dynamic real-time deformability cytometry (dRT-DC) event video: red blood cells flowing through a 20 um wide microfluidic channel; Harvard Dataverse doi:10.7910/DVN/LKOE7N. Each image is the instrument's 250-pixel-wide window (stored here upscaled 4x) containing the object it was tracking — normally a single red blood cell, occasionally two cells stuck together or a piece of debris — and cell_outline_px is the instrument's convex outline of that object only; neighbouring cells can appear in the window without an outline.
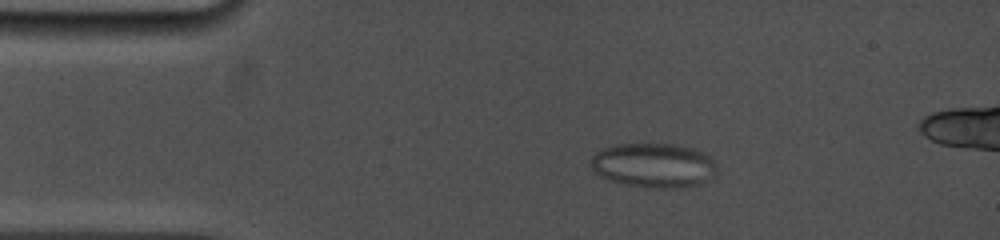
{"species": "common noctule bat (a hibernating species)", "species_latin": "Nyctalus noctula", "temperature_condition": "cold", "stored_images_in_passage": 48, "camera_frame_rate_fps": 5000, "um_per_image_px": 0.085, "animal": {"sex": "female", "body_mass_g": 19.0, "forearm_length_mm": 53.3}, "frame": {"image": 1, "passage_image": 10, "time_ms": 3.0, "image_size_px": [1000, 240], "cell_outline_px": [[716, 172], [708, 180], [696, 184], [680, 188], [648, 188], [608, 180], [600, 176], [592, 168], [592, 156], [596, 152], [604, 148], [616, 144], [680, 144], [704, 152], [712, 156], [716, 160]], "centroid_in_image_um": [55.61, 14.04], "position_along_channel_um": 29.4, "area_um2": 32.83}}
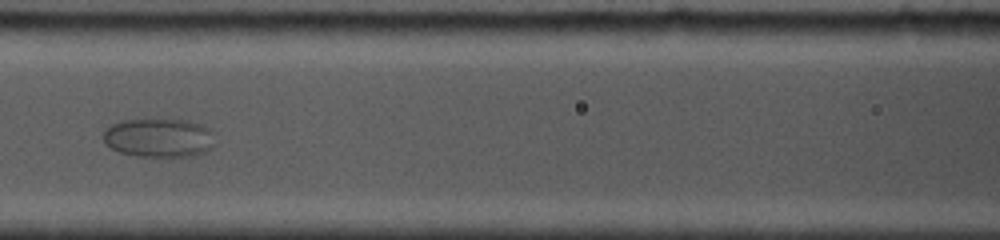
{"frame": {"image": 2, "passage_image": 24, "time_ms": 7.8, "image_size_px": [1000, 240], "cell_outline_px": [[216, 144], [212, 148], [204, 152], [188, 156], [136, 156], [120, 152], [104, 144], [104, 128], [112, 124], [124, 120], [188, 120], [200, 124], [208, 128]], "centroid_in_image_um": [13.49, 11.71], "position_along_channel_um": 153.1, "area_um2": 25.14}}
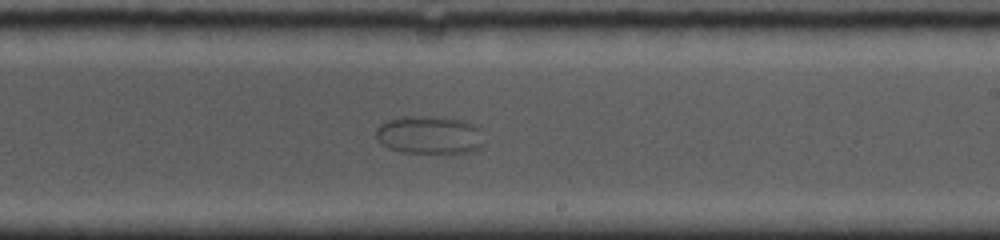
{"frame": {"image": 3, "passage_image": 31, "time_ms": 10.6, "image_size_px": [1000, 240], "cell_outline_px": [[484, 144], [476, 152], [452, 156], [400, 152], [388, 148], [380, 144], [376, 140], [376, 128], [380, 124], [388, 120], [404, 116], [440, 116], [464, 120], [476, 124], [480, 128]], "centroid_in_image_um": [36.57, 11.52], "position_along_channel_um": 252.4, "area_um2": 25.55}}